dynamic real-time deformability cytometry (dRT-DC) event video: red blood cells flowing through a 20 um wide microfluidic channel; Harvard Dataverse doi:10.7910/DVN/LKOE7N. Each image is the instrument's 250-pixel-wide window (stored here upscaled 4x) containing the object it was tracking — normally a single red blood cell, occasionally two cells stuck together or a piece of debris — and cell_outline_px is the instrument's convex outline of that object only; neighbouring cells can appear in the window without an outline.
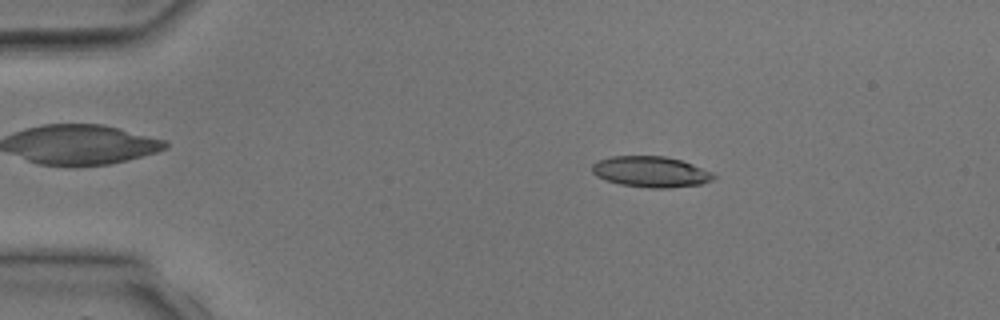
{"species": "common noctule bat (a hibernating species)", "species_latin": "Nyctalus noctula", "temperature_condition": "room temperature", "stored_images_in_passage": 5, "camera_frame_rate_fps": 3000, "um_per_image_px": 0.085, "animal": {"sex": "male", "body_mass_g": 17.9, "forearm_length_mm": 54.2}, "frame": {"image": 1, "passage_image": 3, "time_ms": 2.333, "image_size_px": [1000, 320], "cell_outline_px": [[716, 176], [712, 180], [700, 184], [668, 188], [648, 188], [620, 184], [596, 176], [592, 172], [592, 164], [600, 160], [612, 156], [664, 156], [680, 160], [692, 164], [712, 172]], "centroid_in_image_um": [55.32, 14.6], "position_along_channel_um": 29.7, "area_um2": 21.68}}
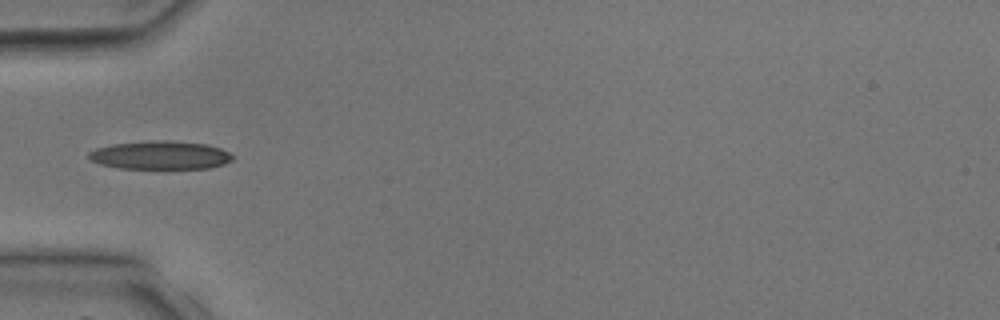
{"frame": {"image": 2, "passage_image": 5, "time_ms": 4.333, "image_size_px": [1000, 320], "cell_outline_px": [[232, 160], [224, 164], [208, 168], [120, 168], [100, 164], [92, 160], [88, 156], [88, 152], [96, 148], [112, 144], [152, 140], [168, 140], [208, 144], [220, 148], [228, 152], [232, 156]], "centroid_in_image_um": [13.62, 13.18], "position_along_channel_um": 71.4, "area_um2": 23.7}}